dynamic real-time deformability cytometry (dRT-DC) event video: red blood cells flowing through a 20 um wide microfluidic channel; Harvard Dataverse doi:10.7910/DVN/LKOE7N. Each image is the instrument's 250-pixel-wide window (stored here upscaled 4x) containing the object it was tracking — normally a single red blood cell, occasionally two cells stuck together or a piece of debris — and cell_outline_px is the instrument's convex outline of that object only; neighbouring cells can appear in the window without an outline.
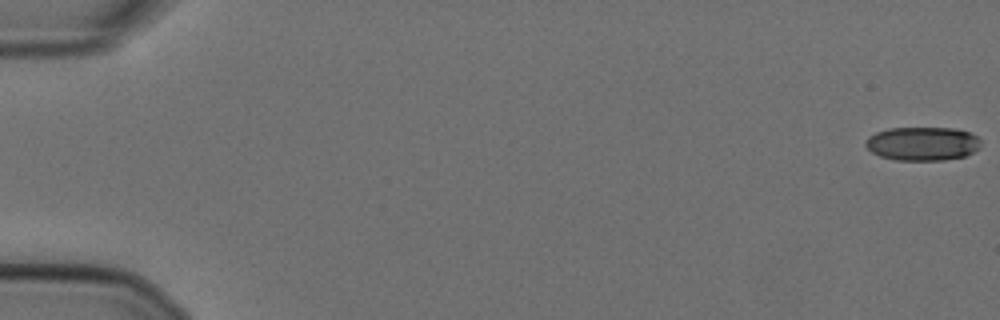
{"species": "Egyptian fruit bat (a non-hibernating species)", "species_latin": "Rousettus aegyptiacus", "temperature_condition": "cold", "stored_images_in_passage": 57, "camera_frame_rate_fps": 3000, "um_per_image_px": 0.085, "animal": {"sex": "female"}, "frame": {"image": 1, "passage_image": 1, "time_ms": 0.0, "image_size_px": [1000, 320], "cell_outline_px": [[980, 148], [964, 156], [944, 160], [896, 160], [880, 156], [872, 152], [864, 144], [868, 136], [876, 132], [888, 128], [952, 128], [968, 132], [976, 136], [980, 140]], "centroid_in_image_um": [78.39, 12.21], "position_along_channel_um": 6.6, "area_um2": 22.6}}
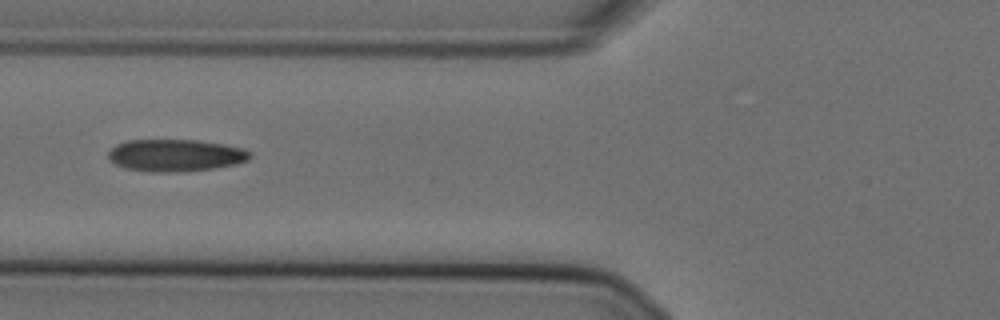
{"frame": {"image": 2, "passage_image": 23, "time_ms": 7.333, "image_size_px": [1000, 320], "cell_outline_px": [[252, 156], [248, 160], [236, 164], [212, 168], [164, 172], [152, 172], [124, 168], [108, 160], [108, 152], [116, 144], [128, 140], [196, 140], [224, 144], [244, 148], [252, 152]], "centroid_in_image_um": [14.91, 13.19], "position_along_channel_um": 110.9, "area_um2": 26.47}}
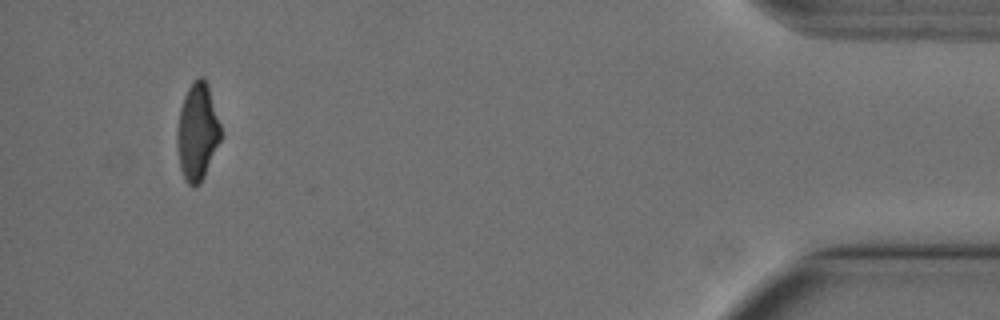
{"frame": {"image": 3, "passage_image": 54, "time_ms": 17.667, "image_size_px": [1000, 320], "cell_outline_px": [[220, 140], [204, 176], [200, 184], [192, 188], [188, 184], [180, 168], [176, 136], [180, 108], [184, 96], [192, 80], [200, 76], [204, 76], [208, 84], [220, 124]], "centroid_in_image_um": [16.76, 11.18], "position_along_channel_um": 418.4, "area_um2": 24.57}, "authors_computed_cell_mechanics": {"area_um2": 25.8944, "velocity_mm_per_s": 3.6202, "shape_relaxation_time_tau1_ms": null, "shape_relaxation_time_tau2_ms": 2.9559, "deformation_change_tau1": null, "deformation_change_tau2": 0.0883}}